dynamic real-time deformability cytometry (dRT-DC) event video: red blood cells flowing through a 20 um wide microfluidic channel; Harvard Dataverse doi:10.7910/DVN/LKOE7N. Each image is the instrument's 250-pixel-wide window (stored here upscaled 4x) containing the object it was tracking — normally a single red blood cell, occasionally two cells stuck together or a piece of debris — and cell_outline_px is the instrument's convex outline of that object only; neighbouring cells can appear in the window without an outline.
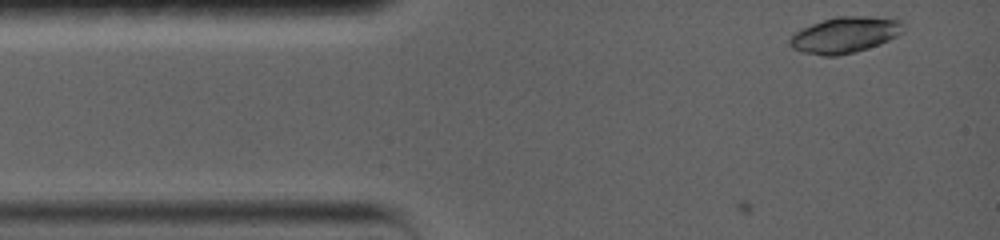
{"species": "common noctule bat (a hibernating species)", "species_latin": "Nyctalus noctula", "temperature_condition": "warm", "stored_images_in_passage": 6, "camera_frame_rate_fps": 5000, "um_per_image_px": 0.085, "animal": {"sex": "female", "body_mass_g": 19.0, "forearm_length_mm": 56.7}, "frame": {"image": 1, "passage_image": 1, "time_ms": 0.0, "image_size_px": [1000, 240], "cell_outline_px": [[904, 32], [880, 44], [852, 52], [836, 56], [824, 56], [804, 52], [792, 48], [788, 44], [788, 40], [796, 32], [812, 24], [836, 16], [868, 16], [900, 20], [904, 24]], "centroid_in_image_um": [71.83, 2.96], "position_along_channel_um": 13.2, "area_um2": 23.58}}